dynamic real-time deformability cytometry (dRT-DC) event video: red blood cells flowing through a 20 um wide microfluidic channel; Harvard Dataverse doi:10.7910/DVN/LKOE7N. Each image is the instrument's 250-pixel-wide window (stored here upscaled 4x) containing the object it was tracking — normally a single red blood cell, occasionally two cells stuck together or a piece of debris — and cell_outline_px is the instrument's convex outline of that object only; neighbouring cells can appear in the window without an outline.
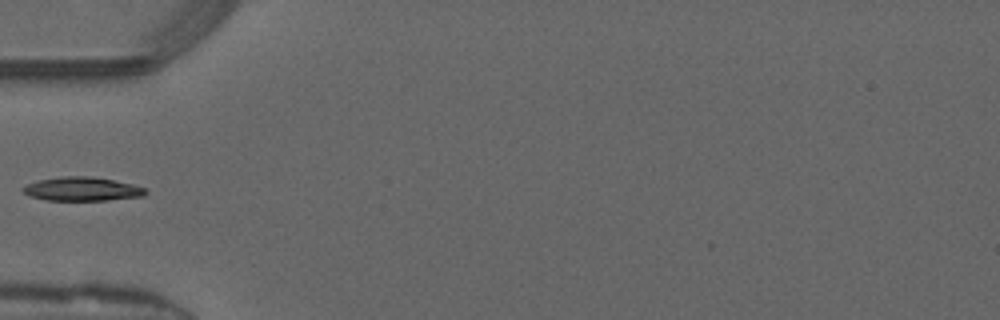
{"species": "common noctule bat (a hibernating species)", "species_latin": "Nyctalus noctula", "temperature_condition": "warm", "stored_images_in_passage": 34, "camera_frame_rate_fps": 3000, "um_per_image_px": 0.085, "animal": {"sex": "male", "forearm_length_mm": 52.5}, "frame": {"image": 1, "passage_image": 1, "time_ms": 0.0, "image_size_px": [1000, 320], "cell_outline_px": [[148, 192], [144, 196], [108, 200], [48, 200], [28, 196], [20, 188], [28, 184], [40, 180], [60, 176], [88, 176], [112, 180], [132, 184], [144, 188]], "centroid_in_image_um": [6.97, 16.07], "position_along_channel_um": 78.0, "area_um2": 16.88}}
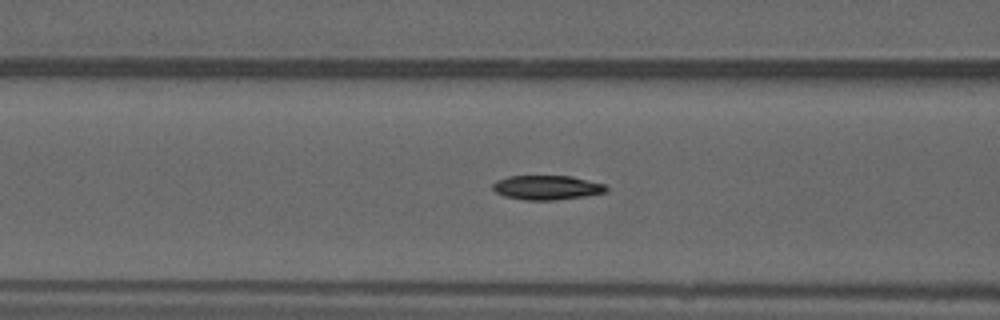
{"frame": {"image": 2, "passage_image": 4, "time_ms": 1.0, "image_size_px": [1000, 320], "cell_outline_px": [[608, 192], [584, 196], [556, 200], [524, 200], [504, 196], [496, 192], [492, 188], [492, 184], [496, 180], [508, 176], [572, 176], [604, 184], [608, 188]], "centroid_in_image_um": [46.48, 15.94], "position_along_channel_um": 120.1, "area_um2": 16.18}}
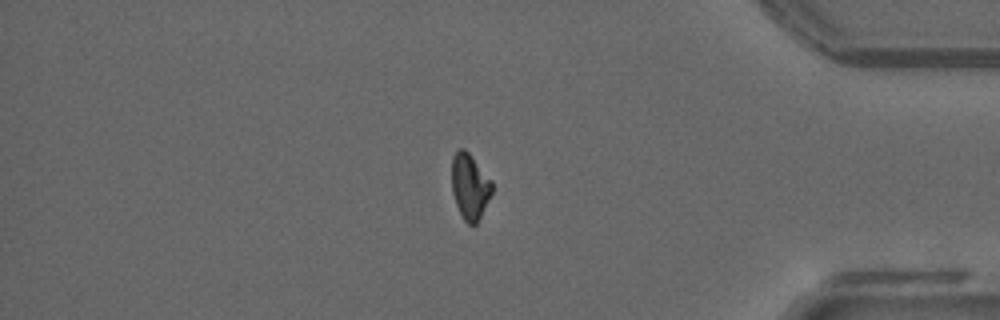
{"frame": {"image": 3, "passage_image": 26, "time_ms": 8.333, "image_size_px": [1000, 320], "cell_outline_px": [[492, 192], [476, 224], [468, 224], [464, 220], [456, 204], [452, 192], [452, 156], [460, 148], [464, 148], [468, 152], [492, 180]], "centroid_in_image_um": [39.93, 15.82], "position_along_channel_um": 395.3, "area_um2": 15.2}}